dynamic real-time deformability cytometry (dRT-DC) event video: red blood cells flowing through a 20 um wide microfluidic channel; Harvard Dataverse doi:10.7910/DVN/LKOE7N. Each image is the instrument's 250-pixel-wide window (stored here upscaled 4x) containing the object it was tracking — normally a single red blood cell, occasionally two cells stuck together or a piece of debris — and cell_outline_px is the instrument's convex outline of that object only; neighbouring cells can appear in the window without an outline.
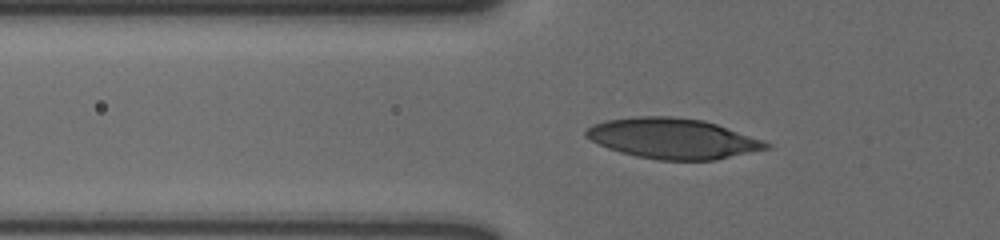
{"species": "human", "species_latin": "Homo sapiens", "temperature_condition": "cold", "stored_images_in_passage": 9, "camera_frame_rate_fps": 3000, "um_per_image_px": 0.085, "donor": {"sex": "male"}, "frame": {"image": 1, "passage_image": 7, "time_ms": 2.0, "image_size_px": [1000, 240], "cell_outline_px": [[772, 144], [768, 148], [716, 160], [660, 160], [636, 156], [620, 152], [608, 148], [584, 136], [584, 132], [588, 128], [596, 124], [608, 120], [640, 116], [668, 116], [704, 120], [716, 124]], "centroid_in_image_um": [57.17, 11.78], "position_along_channel_um": 68.6, "area_um2": 41.79}}